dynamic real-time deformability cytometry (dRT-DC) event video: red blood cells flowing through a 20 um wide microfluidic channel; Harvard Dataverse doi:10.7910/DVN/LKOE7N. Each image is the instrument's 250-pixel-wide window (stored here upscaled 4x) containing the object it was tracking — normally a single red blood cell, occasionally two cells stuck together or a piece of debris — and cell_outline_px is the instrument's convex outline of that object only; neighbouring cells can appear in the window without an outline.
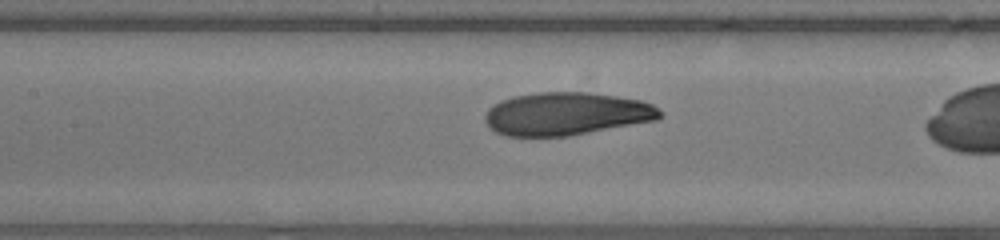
{"species": "human", "species_latin": "Homo sapiens", "temperature_condition": "warm", "stored_images_in_passage": 24, "camera_frame_rate_fps": 3000, "um_per_image_px": 0.085, "donor": {"sex": "male"}, "frame": {"image": 1, "passage_image": 8, "time_ms": 2.333, "image_size_px": [1000, 240], "cell_outline_px": [[664, 116], [656, 120], [568, 136], [504, 136], [496, 132], [484, 120], [484, 116], [488, 108], [492, 104], [500, 100], [512, 96], [540, 92], [584, 92], [616, 96], [640, 100], [652, 104], [664, 112]], "centroid_in_image_um": [48.13, 9.67], "position_along_channel_um": 159.3, "area_um2": 43.87}}
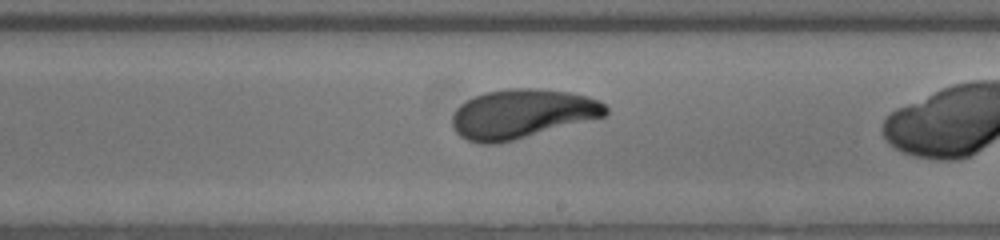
{"frame": {"image": 2, "passage_image": 14, "time_ms": 4.333, "image_size_px": [1000, 240], "cell_outline_px": [[608, 112], [604, 116], [500, 144], [480, 144], [468, 140], [460, 136], [452, 128], [452, 116], [456, 108], [460, 104], [484, 92], [508, 88], [536, 88], [572, 92], [588, 96], [604, 104], [608, 108]], "centroid_in_image_um": [44.34, 9.68], "position_along_channel_um": 244.7, "area_um2": 44.1}}
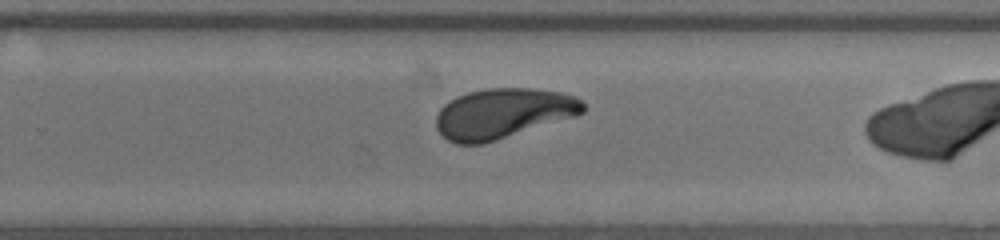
{"frame": {"image": 3, "passage_image": 17, "time_ms": 5.333, "image_size_px": [1000, 240], "cell_outline_px": [[584, 112], [576, 116], [484, 144], [456, 144], [448, 140], [436, 128], [436, 116], [440, 108], [444, 104], [456, 96], [468, 92], [488, 88], [528, 88], [560, 92], [572, 96], [580, 100], [584, 104]], "centroid_in_image_um": [42.73, 9.65], "position_along_channel_um": 287.1, "area_um2": 42.83}}